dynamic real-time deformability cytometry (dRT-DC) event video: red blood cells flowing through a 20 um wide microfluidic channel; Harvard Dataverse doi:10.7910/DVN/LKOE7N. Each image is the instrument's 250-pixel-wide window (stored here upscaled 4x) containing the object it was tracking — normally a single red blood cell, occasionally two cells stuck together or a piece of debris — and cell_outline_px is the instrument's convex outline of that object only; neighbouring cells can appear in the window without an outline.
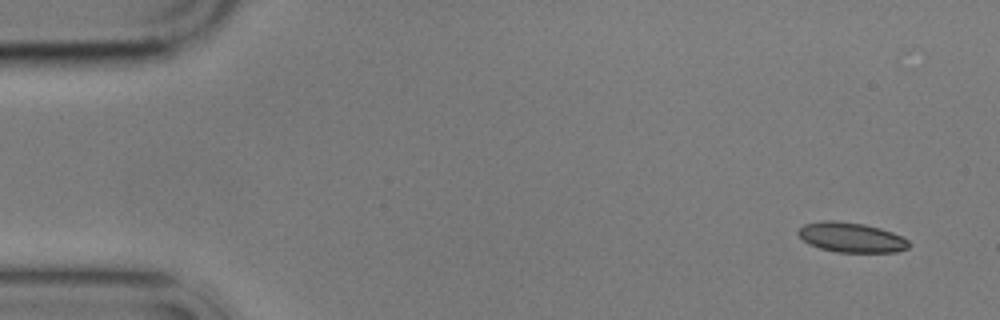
{"species": "common noctule bat (a hibernating species)", "species_latin": "Nyctalus noctula", "temperature_condition": "cold", "stored_images_in_passage": 9, "camera_frame_rate_fps": 3000, "um_per_image_px": 0.085, "animal": {"sex": "male", "body_mass_g": 17.9}, "frame": {"image": 1, "passage_image": 1, "time_ms": 0.0, "image_size_px": [1000, 320], "cell_outline_px": [[912, 244], [908, 248], [896, 252], [836, 252], [820, 248], [804, 240], [796, 232], [804, 224], [824, 220], [832, 220], [864, 224], [880, 228], [892, 232], [908, 240]], "centroid_in_image_um": [72.38, 20.18], "position_along_channel_um": 12.6, "area_um2": 19.13}}
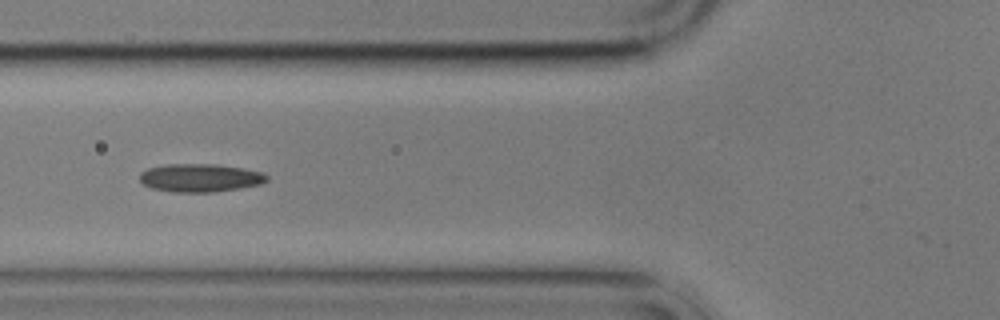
{"frame": {"image": 2, "passage_image": 6, "time_ms": 6.0, "image_size_px": [1000, 320], "cell_outline_px": [[268, 180], [260, 184], [240, 188], [212, 192], [172, 192], [152, 188], [144, 184], [140, 180], [140, 172], [148, 168], [168, 164], [216, 164], [244, 168], [264, 172], [268, 176]], "centroid_in_image_um": [17.03, 15.11], "position_along_channel_um": 108.8, "area_um2": 20.92}}
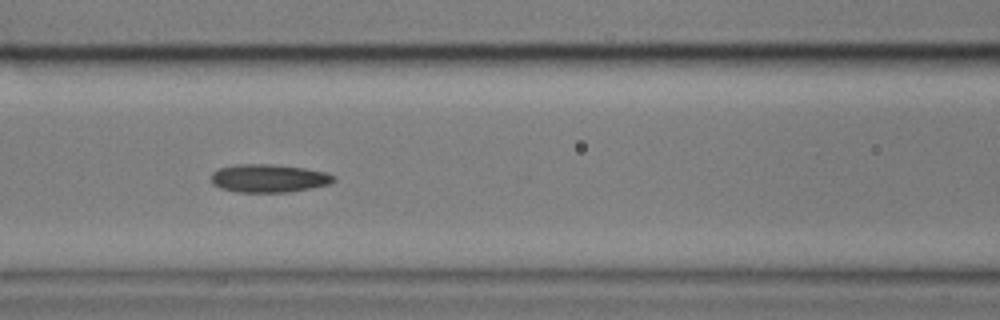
{"frame": {"image": 3, "passage_image": 7, "time_ms": 7.0, "image_size_px": [1000, 320], "cell_outline_px": [[336, 180], [328, 184], [288, 192], [236, 192], [220, 188], [212, 184], [212, 172], [220, 168], [236, 164], [276, 164], [304, 168], [324, 172], [336, 176]], "centroid_in_image_um": [22.82, 15.15], "position_along_channel_um": 143.8, "area_um2": 20.06}}